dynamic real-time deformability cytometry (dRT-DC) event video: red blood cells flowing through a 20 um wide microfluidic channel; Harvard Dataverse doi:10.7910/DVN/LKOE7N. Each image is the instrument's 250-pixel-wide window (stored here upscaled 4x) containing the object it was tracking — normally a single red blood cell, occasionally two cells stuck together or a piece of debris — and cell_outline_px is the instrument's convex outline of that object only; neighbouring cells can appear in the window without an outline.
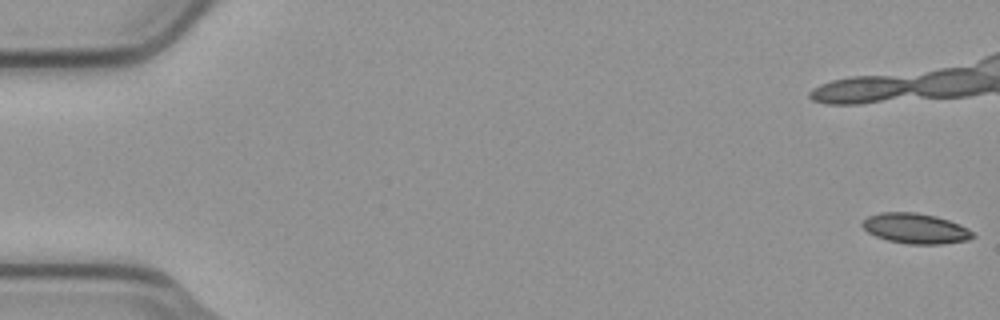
{"species": "common noctule bat (a hibernating species)", "species_latin": "Nyctalus noctula", "temperature_condition": "cold", "stored_images_in_passage": 10, "camera_frame_rate_fps": 3000, "um_per_image_px": 0.085, "animal": {"sex": "male", "body_mass_g": 23.1, "forearm_length_mm": 52.7}, "frame": {"image": 1, "passage_image": 1, "time_ms": 0.0, "image_size_px": [1000, 320], "cell_outline_px": [[976, 236], [968, 240], [940, 244], [908, 244], [888, 240], [876, 236], [868, 232], [860, 224], [868, 216], [880, 212], [916, 212], [936, 216], [948, 220], [968, 228]], "centroid_in_image_um": [77.81, 19.41], "position_along_channel_um": 7.2, "area_um2": 19.42}}